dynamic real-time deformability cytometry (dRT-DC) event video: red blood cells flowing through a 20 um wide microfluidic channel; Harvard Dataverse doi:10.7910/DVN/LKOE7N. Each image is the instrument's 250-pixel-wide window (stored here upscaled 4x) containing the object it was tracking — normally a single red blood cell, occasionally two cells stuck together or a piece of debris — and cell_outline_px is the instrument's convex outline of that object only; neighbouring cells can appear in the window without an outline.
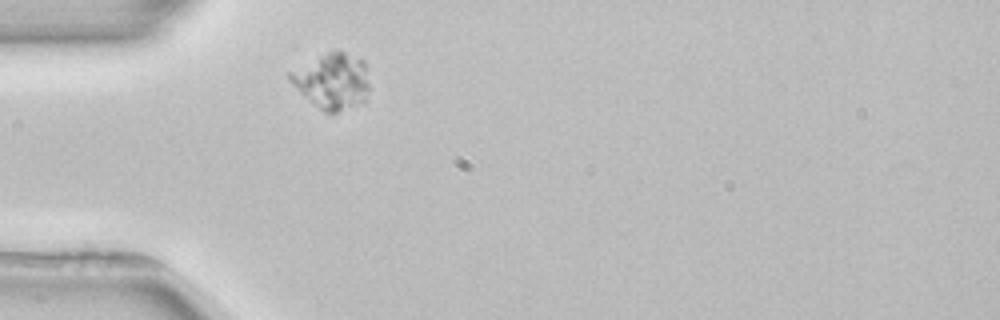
{"species": "common noctule bat (a hibernating species)", "species_latin": "Nyctalus noctula", "temperature_condition": "room temperature", "stored_images_in_passage": 1, "camera_frame_rate_fps": 3000, "um_per_image_px": 0.085, "animal": {"sex": "female", "body_mass_g": 22.7, "forearm_length_mm": 54.2}, "frame": {"image": 1, "passage_image": 1, "time_ms": 0.0, "image_size_px": [1000, 320], "cell_outline_px": [[368, 88], [364, 100], [336, 112], [324, 112], [304, 96], [288, 80], [288, 72], [328, 52], [344, 52], [364, 60], [368, 84]], "centroid_in_image_um": [28.21, 6.88], "position_along_channel_um": 56.8, "area_um2": 24.97}}